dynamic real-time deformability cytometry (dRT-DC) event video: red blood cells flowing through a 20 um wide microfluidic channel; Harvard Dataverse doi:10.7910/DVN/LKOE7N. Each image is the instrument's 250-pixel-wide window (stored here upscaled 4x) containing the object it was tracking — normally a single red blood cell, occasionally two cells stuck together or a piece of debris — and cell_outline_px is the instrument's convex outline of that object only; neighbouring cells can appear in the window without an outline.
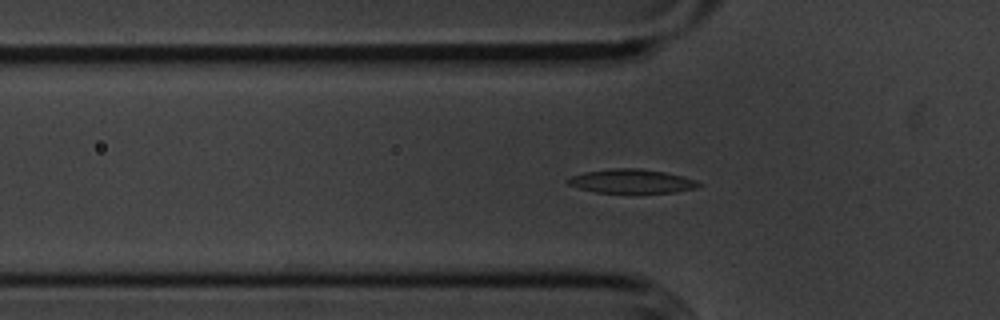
{"species": "common noctule bat (a hibernating species)", "species_latin": "Nyctalus noctula", "temperature_condition": "cold", "stored_images_in_passage": 41, "segment_of_instrument_passage": [1, 2], "camera_frame_rate_fps": 3000, "um_per_image_px": 0.085, "animal": {"sex": "male", "body_mass_g": 20.1, "forearm_length_mm": 53.5}, "frame": {"image": 1, "passage_image": 2, "time_ms": 0.333, "image_size_px": [1000, 320], "cell_outline_px": [[704, 184], [696, 188], [676, 192], [596, 192], [580, 188], [568, 184], [564, 180], [572, 176], [584, 172], [612, 168], [640, 168], [664, 172], [680, 176]], "centroid_in_image_um": [53.65, 15.39], "position_along_channel_um": 72.1, "area_um2": 17.98}}
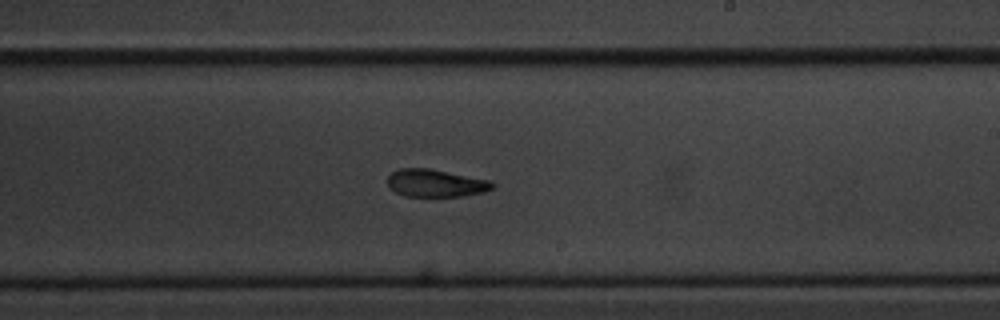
{"frame": {"image": 2, "passage_image": 17, "time_ms": 5.333, "image_size_px": [1000, 320], "cell_outline_px": [[496, 184], [492, 188], [480, 192], [460, 196], [404, 196], [396, 192], [388, 184], [388, 176], [392, 172], [400, 168], [428, 168], [492, 180]], "centroid_in_image_um": [37.04, 15.55], "position_along_channel_um": 252.0, "area_um2": 16.7}}
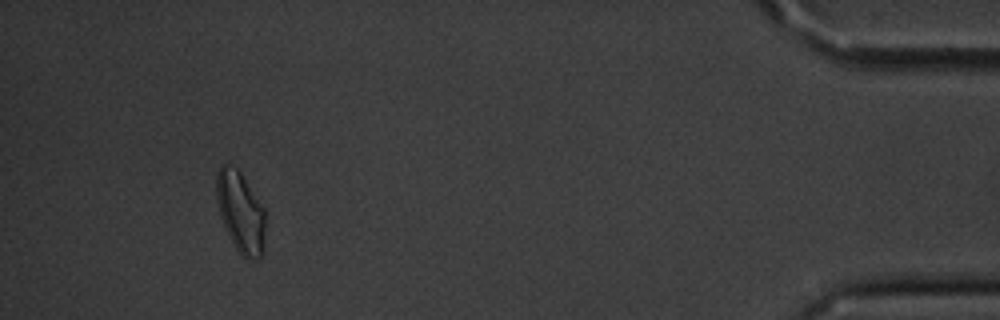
{"frame": {"image": 3, "passage_image": 36, "time_ms": 11.667, "image_size_px": [1000, 320], "cell_outline_px": [[264, 252], [260, 260], [244, 260], [232, 244], [220, 216], [216, 196], [216, 176], [220, 168], [224, 164], [236, 168], [240, 172], [264, 208]], "centroid_in_image_um": [20.45, 18.12], "position_along_channel_um": 414.7, "area_um2": 23.18}}